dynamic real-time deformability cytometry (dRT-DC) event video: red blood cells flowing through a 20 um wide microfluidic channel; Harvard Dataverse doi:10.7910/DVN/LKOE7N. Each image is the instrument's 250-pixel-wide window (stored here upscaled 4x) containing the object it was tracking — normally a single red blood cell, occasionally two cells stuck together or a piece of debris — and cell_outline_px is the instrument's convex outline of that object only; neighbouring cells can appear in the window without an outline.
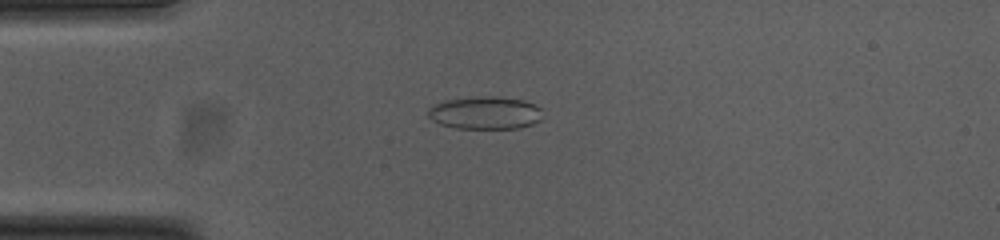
{"species": "common noctule bat (a hibernating species)", "species_latin": "Nyctalus noctula", "temperature_condition": "cold", "stored_images_in_passage": 53, "camera_frame_rate_fps": 3000, "um_per_image_px": 0.085, "animal": {"sex": "female", "body_mass_g": 23.0, "forearm_length_mm": 53.4}, "frame": {"image": 1, "passage_image": 13, "time_ms": 4.0, "image_size_px": [1000, 240], "cell_outline_px": [[540, 120], [532, 124], [520, 128], [456, 128], [440, 124], [432, 120], [428, 116], [428, 108], [432, 104], [444, 100], [476, 96], [496, 96], [524, 100], [540, 108]], "centroid_in_image_um": [41.18, 9.58], "position_along_channel_um": 43.8, "area_um2": 21.91}}
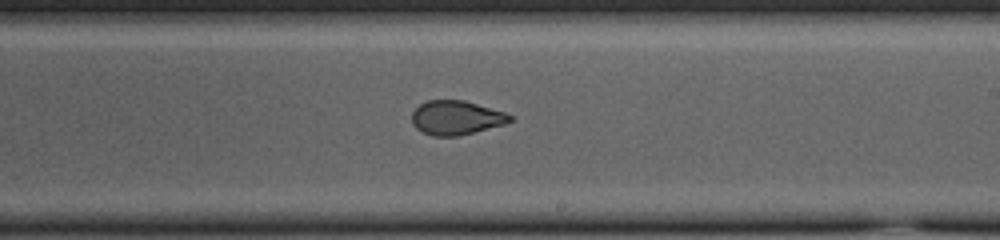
{"frame": {"image": 2, "passage_image": 31, "time_ms": 10.0, "image_size_px": [1000, 240], "cell_outline_px": [[512, 120], [504, 124], [456, 136], [432, 136], [416, 128], [412, 124], [412, 112], [420, 104], [428, 100], [464, 100], [504, 112], [512, 116]], "centroid_in_image_um": [38.74, 10.0], "position_along_channel_um": 250.3, "area_um2": 19.25}}
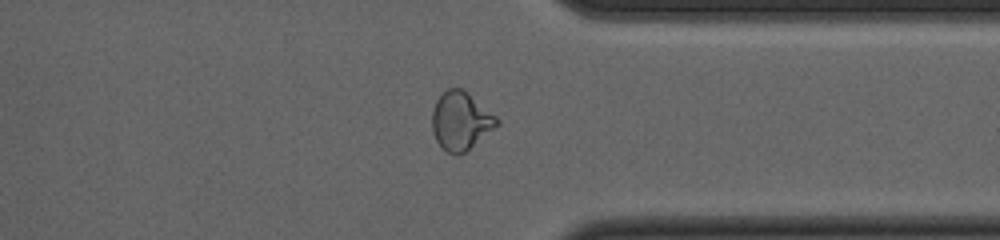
{"frame": {"image": 3, "passage_image": 41, "time_ms": 13.333, "image_size_px": [1000, 240], "cell_outline_px": [[500, 124], [464, 152], [456, 156], [448, 152], [436, 140], [432, 128], [432, 112], [436, 100], [448, 88], [464, 88], [496, 116], [500, 120]], "centroid_in_image_um": [39.17, 10.25], "position_along_channel_um": 372.2, "area_um2": 21.85}, "authors_computed_cell_mechanics": {"area_um2": 21.7328, "velocity_mm_per_s": 3.7541, "shape_relaxation_time_tau1_ms": null, "shape_relaxation_time_tau2_ms": 1.2243, "deformation_change_tau1": null, "deformation_change_tau2": 0.0729}}